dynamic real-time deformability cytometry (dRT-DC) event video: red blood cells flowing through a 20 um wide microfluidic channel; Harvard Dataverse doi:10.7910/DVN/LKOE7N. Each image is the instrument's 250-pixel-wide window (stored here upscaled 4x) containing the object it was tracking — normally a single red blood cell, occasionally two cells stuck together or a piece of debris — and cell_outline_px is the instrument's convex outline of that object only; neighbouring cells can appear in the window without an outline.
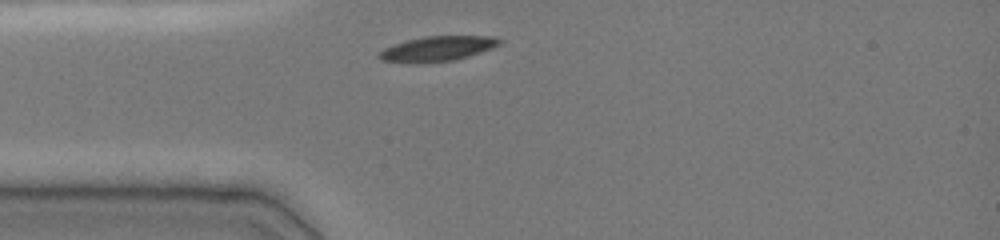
{"species": "common noctule bat (a hibernating species)", "species_latin": "Nyctalus noctula", "temperature_condition": "cold", "stored_images_in_passage": 1, "camera_frame_rate_fps": 3000, "um_per_image_px": 0.085, "animal": {"sex": "female", "body_mass_g": 19.0, "forearm_length_mm": 51.5}, "frame": {"image": 1, "passage_image": 1, "time_ms": 0.0, "image_size_px": [1000, 240], "cell_outline_px": [[504, 40], [500, 44], [492, 48], [456, 60], [420, 64], [380, 60], [376, 56], [384, 48], [408, 40], [424, 36], [496, 36]], "centroid_in_image_um": [37.2, 4.15], "position_along_channel_um": 47.8, "area_um2": 17.69}}